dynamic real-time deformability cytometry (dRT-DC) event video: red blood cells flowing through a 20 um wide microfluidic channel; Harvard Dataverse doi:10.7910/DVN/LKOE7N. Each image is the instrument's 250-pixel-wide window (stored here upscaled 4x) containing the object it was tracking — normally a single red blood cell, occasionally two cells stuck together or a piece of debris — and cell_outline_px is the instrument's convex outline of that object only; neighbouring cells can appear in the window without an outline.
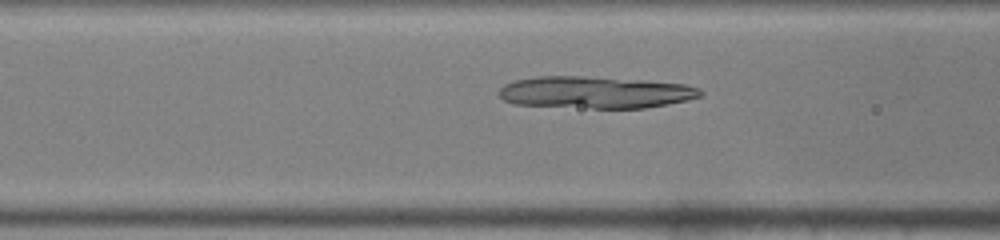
{"species": "common noctule bat (a hibernating species)", "species_latin": "Nyctalus noctula", "temperature_condition": "warm", "stored_images_in_passage": 46, "camera_frame_rate_fps": 3000, "um_per_image_px": 0.085, "animal": {"sex": "male", "body_mass_g": 19.0, "forearm_length_mm": 50.8}, "frame": {"image": 1, "passage_image": 15, "time_ms": 4.667, "image_size_px": [1000, 240], "cell_outline_px": [[704, 92], [700, 96], [688, 100], [668, 104], [644, 108], [592, 108], [516, 104], [504, 100], [500, 96], [500, 88], [504, 84], [516, 80], [536, 76], [584, 76], [644, 80], [684, 84], [700, 88]], "centroid_in_image_um": [50.63, 7.84], "position_along_channel_um": 116.0, "area_um2": 37.51}}
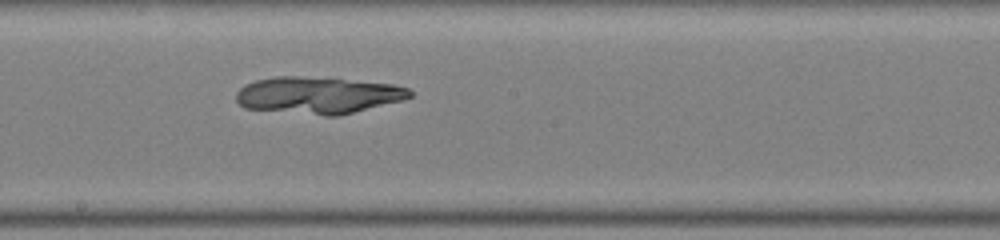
{"frame": {"image": 2, "passage_image": 23, "time_ms": 7.333, "image_size_px": [1000, 240], "cell_outline_px": [[412, 96], [404, 100], [336, 116], [324, 116], [244, 108], [236, 100], [236, 92], [244, 84], [256, 80], [276, 76], [300, 76], [392, 84], [408, 88], [412, 92]], "centroid_in_image_um": [26.99, 8.1], "position_along_channel_um": 221.2, "area_um2": 37.17}}
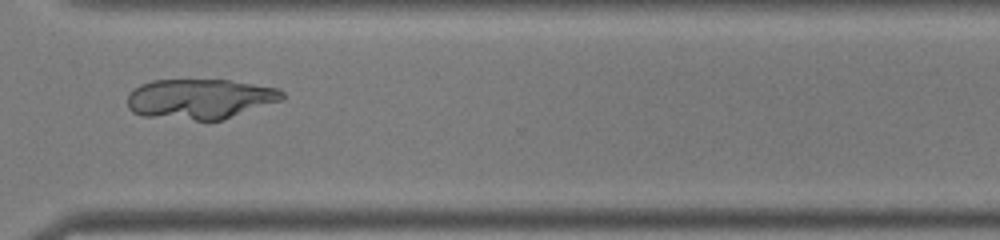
{"frame": {"image": 3, "passage_image": 33, "time_ms": 10.667, "image_size_px": [1000, 240], "cell_outline_px": [[284, 96], [280, 100], [220, 120], [196, 120], [140, 116], [132, 112], [128, 108], [128, 96], [140, 84], [152, 80], [228, 80], [280, 88], [284, 92]], "centroid_in_image_um": [16.96, 8.4], "position_along_channel_um": 353.6, "area_um2": 35.84}}